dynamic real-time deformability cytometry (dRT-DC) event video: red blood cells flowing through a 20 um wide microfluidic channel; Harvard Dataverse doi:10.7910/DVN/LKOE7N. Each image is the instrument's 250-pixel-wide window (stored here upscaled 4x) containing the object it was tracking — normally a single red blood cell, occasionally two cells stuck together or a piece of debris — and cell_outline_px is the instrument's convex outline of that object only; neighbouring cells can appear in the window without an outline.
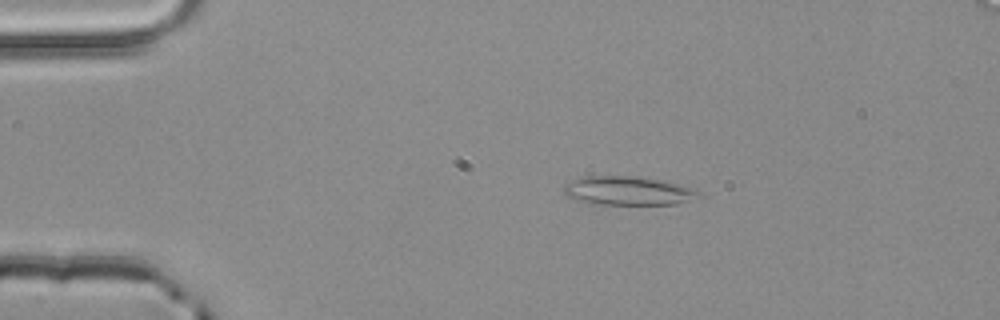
{"species": "common noctule bat (a hibernating species)", "species_latin": "Nyctalus noctula", "temperature_condition": "room temperature", "stored_images_in_passage": 3, "camera_frame_rate_fps": 3000, "um_per_image_px": 0.085, "animal": {"sex": "male", "body_mass_g": 20.4}, "frame": {"image": 1, "passage_image": 2, "time_ms": 0.333, "image_size_px": [1000, 320], "cell_outline_px": [[700, 192], [676, 204], [604, 204], [580, 200], [568, 196], [564, 192], [564, 184], [572, 180], [588, 176], [632, 176], [660, 180], [680, 184]], "centroid_in_image_um": [53.3, 16.2], "position_along_channel_um": 31.7, "area_um2": 21.73}}